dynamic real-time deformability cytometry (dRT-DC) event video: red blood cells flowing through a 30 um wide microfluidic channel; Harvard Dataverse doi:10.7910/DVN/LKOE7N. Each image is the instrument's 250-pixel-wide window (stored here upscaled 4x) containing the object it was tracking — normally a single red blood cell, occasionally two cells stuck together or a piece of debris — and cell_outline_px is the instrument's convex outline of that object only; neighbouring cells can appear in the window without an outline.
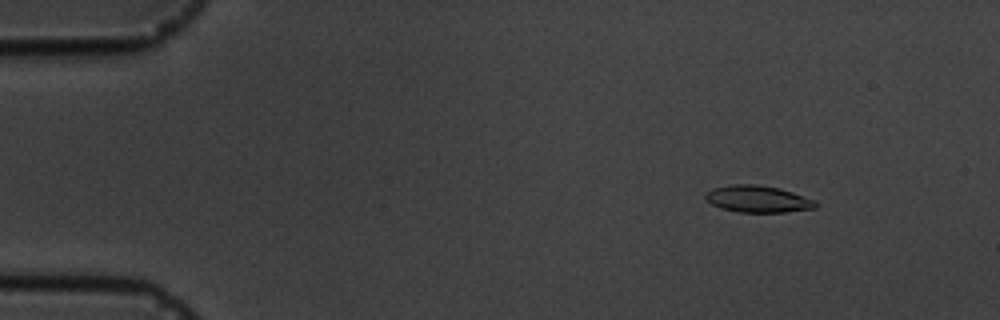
{"species": "common noctule bat (a hibernating species)", "species_latin": "Nyctalus noctula", "temperature_condition": "cold", "stored_images_in_passage": 4, "camera_frame_rate_fps": 3000, "um_per_image_px": 0.085, "animal": {"sex": "male", "body_mass_g": 19.5, "forearm_length_mm": 54.6}, "frame": {"image": 1, "passage_image": 2, "time_ms": 1.333, "image_size_px": [1000, 320], "cell_outline_px": [[816, 208], [784, 212], [736, 212], [720, 208], [712, 204], [704, 196], [704, 192], [712, 188], [732, 184], [756, 184], [780, 188], [816, 200]], "centroid_in_image_um": [64.39, 16.91], "position_along_channel_um": 20.6, "area_um2": 17.34}}
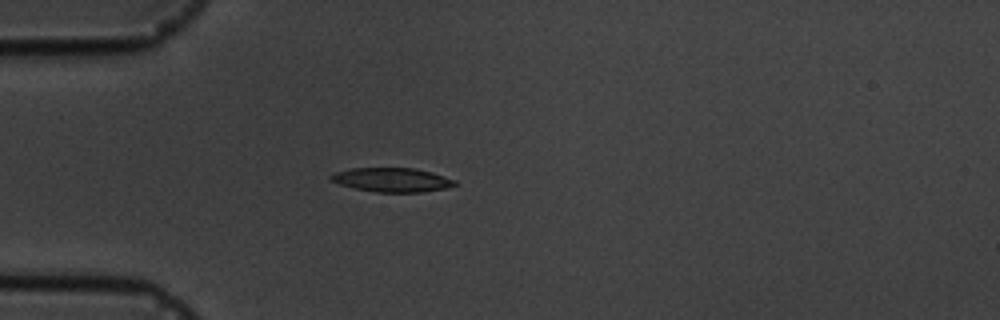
{"frame": {"image": 2, "passage_image": 4, "time_ms": 4.333, "image_size_px": [1000, 320], "cell_outline_px": [[460, 184], [444, 188], [424, 192], [376, 192], [352, 188], [340, 184], [332, 180], [328, 176], [336, 172], [352, 168], [412, 168], [432, 172], [456, 180]], "centroid_in_image_um": [33.34, 15.29], "position_along_channel_um": 51.7, "area_um2": 17.4}}